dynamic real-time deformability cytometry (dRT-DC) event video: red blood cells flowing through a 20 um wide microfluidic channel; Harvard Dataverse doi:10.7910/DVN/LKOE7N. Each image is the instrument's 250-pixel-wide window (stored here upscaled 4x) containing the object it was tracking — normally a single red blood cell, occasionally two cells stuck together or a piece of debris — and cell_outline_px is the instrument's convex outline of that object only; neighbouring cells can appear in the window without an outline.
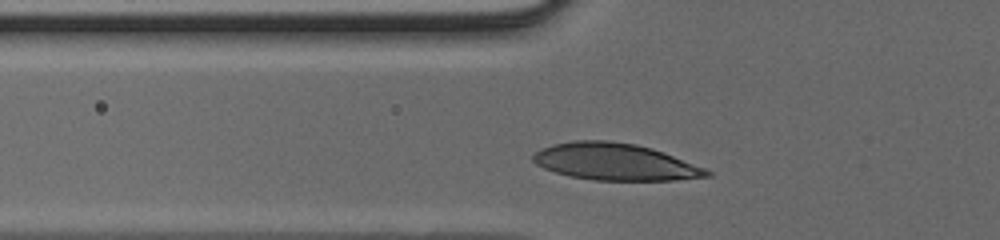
{"species": "human", "species_latin": "Homo sapiens", "temperature_condition": "cold", "stored_images_in_passage": 27, "camera_frame_rate_fps": 3000, "um_per_image_px": 0.085, "donor": {"sex": "male"}, "frame": {"image": 1, "passage_image": 5, "time_ms": 1.333, "image_size_px": [1000, 240], "cell_outline_px": [[712, 176], [676, 180], [592, 180], [568, 176], [544, 168], [536, 164], [532, 160], [532, 156], [536, 152], [552, 144], [576, 140], [608, 140], [636, 144], [652, 148], [704, 168], [712, 172]], "centroid_in_image_um": [52.26, 13.76], "position_along_channel_um": 73.5, "area_um2": 37.17}}
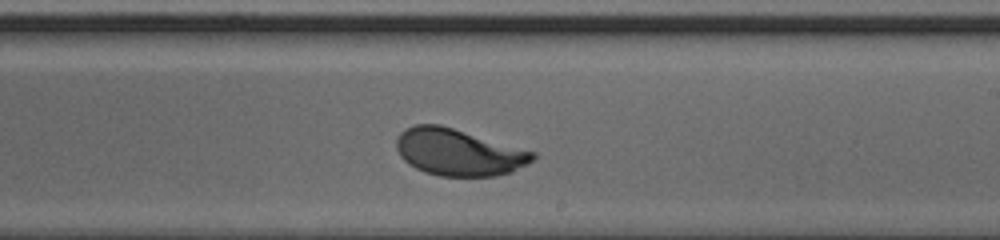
{"frame": {"image": 2, "passage_image": 17, "time_ms": 5.333, "image_size_px": [1000, 240], "cell_outline_px": [[536, 156], [532, 160], [512, 172], [492, 176], [440, 176], [424, 172], [408, 164], [400, 156], [396, 148], [396, 140], [400, 132], [404, 128], [412, 124], [440, 124], [536, 152]], "centroid_in_image_um": [38.93, 12.93], "position_along_channel_um": 250.1, "area_um2": 37.22}}
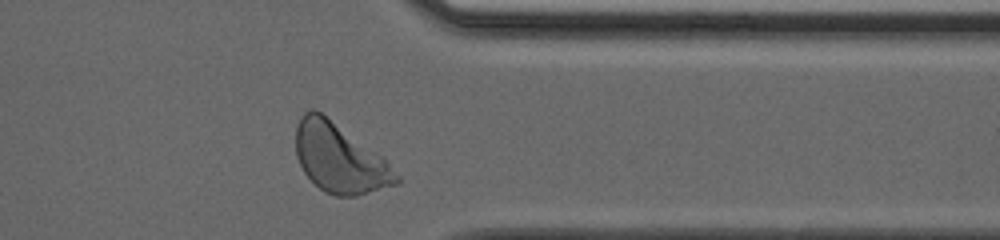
{"frame": {"image": 3, "passage_image": 26, "time_ms": 8.333, "image_size_px": [1000, 240], "cell_outline_px": [[400, 184], [356, 196], [336, 196], [324, 192], [304, 172], [296, 156], [296, 124], [300, 116], [304, 112], [312, 108], [320, 112], [380, 156], [400, 176]], "centroid_in_image_um": [28.84, 13.48], "position_along_channel_um": 382.6, "area_um2": 39.77}}